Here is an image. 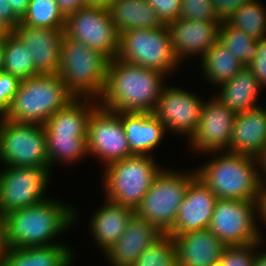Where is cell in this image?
Listing matches in <instances>:
<instances>
[{
    "mask_svg": "<svg viewBox=\"0 0 266 266\" xmlns=\"http://www.w3.org/2000/svg\"><path fill=\"white\" fill-rule=\"evenodd\" d=\"M70 203L47 198L39 204L3 215L5 247L27 248L59 244L57 239L78 221V210Z\"/></svg>",
    "mask_w": 266,
    "mask_h": 266,
    "instance_id": "cell-1",
    "label": "cell"
},
{
    "mask_svg": "<svg viewBox=\"0 0 266 266\" xmlns=\"http://www.w3.org/2000/svg\"><path fill=\"white\" fill-rule=\"evenodd\" d=\"M167 77L115 57L108 61L99 105L114 112L153 113Z\"/></svg>",
    "mask_w": 266,
    "mask_h": 266,
    "instance_id": "cell-2",
    "label": "cell"
},
{
    "mask_svg": "<svg viewBox=\"0 0 266 266\" xmlns=\"http://www.w3.org/2000/svg\"><path fill=\"white\" fill-rule=\"evenodd\" d=\"M205 154L211 159L195 170L218 199L258 202L262 186L258 158L228 151Z\"/></svg>",
    "mask_w": 266,
    "mask_h": 266,
    "instance_id": "cell-3",
    "label": "cell"
},
{
    "mask_svg": "<svg viewBox=\"0 0 266 266\" xmlns=\"http://www.w3.org/2000/svg\"><path fill=\"white\" fill-rule=\"evenodd\" d=\"M75 98L58 74H39L20 81L3 117L12 122L44 125Z\"/></svg>",
    "mask_w": 266,
    "mask_h": 266,
    "instance_id": "cell-4",
    "label": "cell"
},
{
    "mask_svg": "<svg viewBox=\"0 0 266 266\" xmlns=\"http://www.w3.org/2000/svg\"><path fill=\"white\" fill-rule=\"evenodd\" d=\"M108 61L99 51L64 34L57 74L76 98L99 100L105 88Z\"/></svg>",
    "mask_w": 266,
    "mask_h": 266,
    "instance_id": "cell-5",
    "label": "cell"
},
{
    "mask_svg": "<svg viewBox=\"0 0 266 266\" xmlns=\"http://www.w3.org/2000/svg\"><path fill=\"white\" fill-rule=\"evenodd\" d=\"M154 159V156L132 155L103 167L105 199L135 210L164 168Z\"/></svg>",
    "mask_w": 266,
    "mask_h": 266,
    "instance_id": "cell-6",
    "label": "cell"
},
{
    "mask_svg": "<svg viewBox=\"0 0 266 266\" xmlns=\"http://www.w3.org/2000/svg\"><path fill=\"white\" fill-rule=\"evenodd\" d=\"M196 176L195 168L181 171L164 167L134 212L167 234L177 219L187 187Z\"/></svg>",
    "mask_w": 266,
    "mask_h": 266,
    "instance_id": "cell-7",
    "label": "cell"
},
{
    "mask_svg": "<svg viewBox=\"0 0 266 266\" xmlns=\"http://www.w3.org/2000/svg\"><path fill=\"white\" fill-rule=\"evenodd\" d=\"M117 58L158 71L168 77L180 68L171 47V35L167 24L160 28L122 32Z\"/></svg>",
    "mask_w": 266,
    "mask_h": 266,
    "instance_id": "cell-8",
    "label": "cell"
},
{
    "mask_svg": "<svg viewBox=\"0 0 266 266\" xmlns=\"http://www.w3.org/2000/svg\"><path fill=\"white\" fill-rule=\"evenodd\" d=\"M0 162L3 166L49 168L45 127L0 117Z\"/></svg>",
    "mask_w": 266,
    "mask_h": 266,
    "instance_id": "cell-9",
    "label": "cell"
},
{
    "mask_svg": "<svg viewBox=\"0 0 266 266\" xmlns=\"http://www.w3.org/2000/svg\"><path fill=\"white\" fill-rule=\"evenodd\" d=\"M257 222L258 202L218 199L208 229L226 246H241L263 240Z\"/></svg>",
    "mask_w": 266,
    "mask_h": 266,
    "instance_id": "cell-10",
    "label": "cell"
},
{
    "mask_svg": "<svg viewBox=\"0 0 266 266\" xmlns=\"http://www.w3.org/2000/svg\"><path fill=\"white\" fill-rule=\"evenodd\" d=\"M64 34L99 51L108 60L118 56L120 34L109 9L84 6L66 16Z\"/></svg>",
    "mask_w": 266,
    "mask_h": 266,
    "instance_id": "cell-11",
    "label": "cell"
},
{
    "mask_svg": "<svg viewBox=\"0 0 266 266\" xmlns=\"http://www.w3.org/2000/svg\"><path fill=\"white\" fill-rule=\"evenodd\" d=\"M3 167L0 170V217L49 198L45 193L52 181L50 168Z\"/></svg>",
    "mask_w": 266,
    "mask_h": 266,
    "instance_id": "cell-12",
    "label": "cell"
},
{
    "mask_svg": "<svg viewBox=\"0 0 266 266\" xmlns=\"http://www.w3.org/2000/svg\"><path fill=\"white\" fill-rule=\"evenodd\" d=\"M88 154L105 167L132 156L119 112L98 105L90 115L87 131Z\"/></svg>",
    "mask_w": 266,
    "mask_h": 266,
    "instance_id": "cell-13",
    "label": "cell"
},
{
    "mask_svg": "<svg viewBox=\"0 0 266 266\" xmlns=\"http://www.w3.org/2000/svg\"><path fill=\"white\" fill-rule=\"evenodd\" d=\"M203 104L204 100L194 92L166 84L153 113L167 132L181 134L188 141L197 129Z\"/></svg>",
    "mask_w": 266,
    "mask_h": 266,
    "instance_id": "cell-14",
    "label": "cell"
},
{
    "mask_svg": "<svg viewBox=\"0 0 266 266\" xmlns=\"http://www.w3.org/2000/svg\"><path fill=\"white\" fill-rule=\"evenodd\" d=\"M235 117L236 113L214 96L204 100L197 129L188 140L192 152L204 154L226 151L230 145Z\"/></svg>",
    "mask_w": 266,
    "mask_h": 266,
    "instance_id": "cell-15",
    "label": "cell"
},
{
    "mask_svg": "<svg viewBox=\"0 0 266 266\" xmlns=\"http://www.w3.org/2000/svg\"><path fill=\"white\" fill-rule=\"evenodd\" d=\"M221 22L178 18L167 24L174 56L182 67L187 58L203 55L218 41Z\"/></svg>",
    "mask_w": 266,
    "mask_h": 266,
    "instance_id": "cell-16",
    "label": "cell"
},
{
    "mask_svg": "<svg viewBox=\"0 0 266 266\" xmlns=\"http://www.w3.org/2000/svg\"><path fill=\"white\" fill-rule=\"evenodd\" d=\"M164 233L135 212L129 218L123 234L104 252L109 266H132L139 256Z\"/></svg>",
    "mask_w": 266,
    "mask_h": 266,
    "instance_id": "cell-17",
    "label": "cell"
},
{
    "mask_svg": "<svg viewBox=\"0 0 266 266\" xmlns=\"http://www.w3.org/2000/svg\"><path fill=\"white\" fill-rule=\"evenodd\" d=\"M33 55L38 74H57L64 28H39L20 22L11 31Z\"/></svg>",
    "mask_w": 266,
    "mask_h": 266,
    "instance_id": "cell-18",
    "label": "cell"
},
{
    "mask_svg": "<svg viewBox=\"0 0 266 266\" xmlns=\"http://www.w3.org/2000/svg\"><path fill=\"white\" fill-rule=\"evenodd\" d=\"M218 198L209 187L196 176L188 185L177 219L168 235L208 229Z\"/></svg>",
    "mask_w": 266,
    "mask_h": 266,
    "instance_id": "cell-19",
    "label": "cell"
},
{
    "mask_svg": "<svg viewBox=\"0 0 266 266\" xmlns=\"http://www.w3.org/2000/svg\"><path fill=\"white\" fill-rule=\"evenodd\" d=\"M177 266H215L226 245L209 229L171 235Z\"/></svg>",
    "mask_w": 266,
    "mask_h": 266,
    "instance_id": "cell-20",
    "label": "cell"
},
{
    "mask_svg": "<svg viewBox=\"0 0 266 266\" xmlns=\"http://www.w3.org/2000/svg\"><path fill=\"white\" fill-rule=\"evenodd\" d=\"M266 149L265 104L236 113L229 148L231 153L259 158Z\"/></svg>",
    "mask_w": 266,
    "mask_h": 266,
    "instance_id": "cell-21",
    "label": "cell"
},
{
    "mask_svg": "<svg viewBox=\"0 0 266 266\" xmlns=\"http://www.w3.org/2000/svg\"><path fill=\"white\" fill-rule=\"evenodd\" d=\"M129 149L133 155H148L167 135L165 126L154 113L119 112Z\"/></svg>",
    "mask_w": 266,
    "mask_h": 266,
    "instance_id": "cell-22",
    "label": "cell"
},
{
    "mask_svg": "<svg viewBox=\"0 0 266 266\" xmlns=\"http://www.w3.org/2000/svg\"><path fill=\"white\" fill-rule=\"evenodd\" d=\"M97 208L90 217L88 229L94 243L104 253L123 234L134 209L106 199Z\"/></svg>",
    "mask_w": 266,
    "mask_h": 266,
    "instance_id": "cell-23",
    "label": "cell"
},
{
    "mask_svg": "<svg viewBox=\"0 0 266 266\" xmlns=\"http://www.w3.org/2000/svg\"><path fill=\"white\" fill-rule=\"evenodd\" d=\"M216 89L218 94L215 93L214 97L235 113L245 112L262 105L258 101L263 88L249 67H243L230 80L218 85Z\"/></svg>",
    "mask_w": 266,
    "mask_h": 266,
    "instance_id": "cell-24",
    "label": "cell"
},
{
    "mask_svg": "<svg viewBox=\"0 0 266 266\" xmlns=\"http://www.w3.org/2000/svg\"><path fill=\"white\" fill-rule=\"evenodd\" d=\"M69 244L14 248L5 247L0 266H73L75 253Z\"/></svg>",
    "mask_w": 266,
    "mask_h": 266,
    "instance_id": "cell-25",
    "label": "cell"
},
{
    "mask_svg": "<svg viewBox=\"0 0 266 266\" xmlns=\"http://www.w3.org/2000/svg\"><path fill=\"white\" fill-rule=\"evenodd\" d=\"M109 11L119 34L165 25L147 0H115Z\"/></svg>",
    "mask_w": 266,
    "mask_h": 266,
    "instance_id": "cell-26",
    "label": "cell"
},
{
    "mask_svg": "<svg viewBox=\"0 0 266 266\" xmlns=\"http://www.w3.org/2000/svg\"><path fill=\"white\" fill-rule=\"evenodd\" d=\"M98 105L95 99L75 98L46 121L45 133L87 134L90 115Z\"/></svg>",
    "mask_w": 266,
    "mask_h": 266,
    "instance_id": "cell-27",
    "label": "cell"
},
{
    "mask_svg": "<svg viewBox=\"0 0 266 266\" xmlns=\"http://www.w3.org/2000/svg\"><path fill=\"white\" fill-rule=\"evenodd\" d=\"M199 60L203 79L215 87L245 67L219 40Z\"/></svg>",
    "mask_w": 266,
    "mask_h": 266,
    "instance_id": "cell-28",
    "label": "cell"
},
{
    "mask_svg": "<svg viewBox=\"0 0 266 266\" xmlns=\"http://www.w3.org/2000/svg\"><path fill=\"white\" fill-rule=\"evenodd\" d=\"M45 134L49 168L52 170L59 161L69 165L88 158L87 134Z\"/></svg>",
    "mask_w": 266,
    "mask_h": 266,
    "instance_id": "cell-29",
    "label": "cell"
},
{
    "mask_svg": "<svg viewBox=\"0 0 266 266\" xmlns=\"http://www.w3.org/2000/svg\"><path fill=\"white\" fill-rule=\"evenodd\" d=\"M4 72L10 73L20 81L39 75L35 71L33 55L18 38L10 32L3 39Z\"/></svg>",
    "mask_w": 266,
    "mask_h": 266,
    "instance_id": "cell-30",
    "label": "cell"
},
{
    "mask_svg": "<svg viewBox=\"0 0 266 266\" xmlns=\"http://www.w3.org/2000/svg\"><path fill=\"white\" fill-rule=\"evenodd\" d=\"M226 22L256 40L266 37V7L260 0L244 4Z\"/></svg>",
    "mask_w": 266,
    "mask_h": 266,
    "instance_id": "cell-31",
    "label": "cell"
},
{
    "mask_svg": "<svg viewBox=\"0 0 266 266\" xmlns=\"http://www.w3.org/2000/svg\"><path fill=\"white\" fill-rule=\"evenodd\" d=\"M218 40L234 53L245 67L252 63L259 48V40L230 26L226 21L220 23Z\"/></svg>",
    "mask_w": 266,
    "mask_h": 266,
    "instance_id": "cell-32",
    "label": "cell"
},
{
    "mask_svg": "<svg viewBox=\"0 0 266 266\" xmlns=\"http://www.w3.org/2000/svg\"><path fill=\"white\" fill-rule=\"evenodd\" d=\"M65 20L56 0H30L20 22L39 28H64Z\"/></svg>",
    "mask_w": 266,
    "mask_h": 266,
    "instance_id": "cell-33",
    "label": "cell"
},
{
    "mask_svg": "<svg viewBox=\"0 0 266 266\" xmlns=\"http://www.w3.org/2000/svg\"><path fill=\"white\" fill-rule=\"evenodd\" d=\"M132 266H177L172 236L164 234L148 247Z\"/></svg>",
    "mask_w": 266,
    "mask_h": 266,
    "instance_id": "cell-34",
    "label": "cell"
},
{
    "mask_svg": "<svg viewBox=\"0 0 266 266\" xmlns=\"http://www.w3.org/2000/svg\"><path fill=\"white\" fill-rule=\"evenodd\" d=\"M263 241L241 246H226L219 264L221 266H254L255 252L264 245Z\"/></svg>",
    "mask_w": 266,
    "mask_h": 266,
    "instance_id": "cell-35",
    "label": "cell"
},
{
    "mask_svg": "<svg viewBox=\"0 0 266 266\" xmlns=\"http://www.w3.org/2000/svg\"><path fill=\"white\" fill-rule=\"evenodd\" d=\"M179 18L221 22L214 12L212 0H181Z\"/></svg>",
    "mask_w": 266,
    "mask_h": 266,
    "instance_id": "cell-36",
    "label": "cell"
},
{
    "mask_svg": "<svg viewBox=\"0 0 266 266\" xmlns=\"http://www.w3.org/2000/svg\"><path fill=\"white\" fill-rule=\"evenodd\" d=\"M20 80L7 72L0 73V117L4 116L17 92Z\"/></svg>",
    "mask_w": 266,
    "mask_h": 266,
    "instance_id": "cell-37",
    "label": "cell"
},
{
    "mask_svg": "<svg viewBox=\"0 0 266 266\" xmlns=\"http://www.w3.org/2000/svg\"><path fill=\"white\" fill-rule=\"evenodd\" d=\"M164 24L179 18L181 0H147Z\"/></svg>",
    "mask_w": 266,
    "mask_h": 266,
    "instance_id": "cell-38",
    "label": "cell"
},
{
    "mask_svg": "<svg viewBox=\"0 0 266 266\" xmlns=\"http://www.w3.org/2000/svg\"><path fill=\"white\" fill-rule=\"evenodd\" d=\"M248 67L257 78L260 86L266 88V37L259 40L258 52Z\"/></svg>",
    "mask_w": 266,
    "mask_h": 266,
    "instance_id": "cell-39",
    "label": "cell"
},
{
    "mask_svg": "<svg viewBox=\"0 0 266 266\" xmlns=\"http://www.w3.org/2000/svg\"><path fill=\"white\" fill-rule=\"evenodd\" d=\"M252 0H212L217 18L224 22L241 6Z\"/></svg>",
    "mask_w": 266,
    "mask_h": 266,
    "instance_id": "cell-40",
    "label": "cell"
},
{
    "mask_svg": "<svg viewBox=\"0 0 266 266\" xmlns=\"http://www.w3.org/2000/svg\"><path fill=\"white\" fill-rule=\"evenodd\" d=\"M0 20L10 31L20 23V20L14 15L8 0H0Z\"/></svg>",
    "mask_w": 266,
    "mask_h": 266,
    "instance_id": "cell-41",
    "label": "cell"
},
{
    "mask_svg": "<svg viewBox=\"0 0 266 266\" xmlns=\"http://www.w3.org/2000/svg\"><path fill=\"white\" fill-rule=\"evenodd\" d=\"M60 11L64 16H68L71 13L76 12L80 8L86 6L84 0H56Z\"/></svg>",
    "mask_w": 266,
    "mask_h": 266,
    "instance_id": "cell-42",
    "label": "cell"
},
{
    "mask_svg": "<svg viewBox=\"0 0 266 266\" xmlns=\"http://www.w3.org/2000/svg\"><path fill=\"white\" fill-rule=\"evenodd\" d=\"M14 15L21 20L26 13L30 0H8Z\"/></svg>",
    "mask_w": 266,
    "mask_h": 266,
    "instance_id": "cell-43",
    "label": "cell"
},
{
    "mask_svg": "<svg viewBox=\"0 0 266 266\" xmlns=\"http://www.w3.org/2000/svg\"><path fill=\"white\" fill-rule=\"evenodd\" d=\"M258 215L259 224H264L266 226V185L261 186L260 195L258 198ZM262 222V223H261Z\"/></svg>",
    "mask_w": 266,
    "mask_h": 266,
    "instance_id": "cell-44",
    "label": "cell"
},
{
    "mask_svg": "<svg viewBox=\"0 0 266 266\" xmlns=\"http://www.w3.org/2000/svg\"><path fill=\"white\" fill-rule=\"evenodd\" d=\"M259 159L261 184L266 185V149L261 153Z\"/></svg>",
    "mask_w": 266,
    "mask_h": 266,
    "instance_id": "cell-45",
    "label": "cell"
},
{
    "mask_svg": "<svg viewBox=\"0 0 266 266\" xmlns=\"http://www.w3.org/2000/svg\"><path fill=\"white\" fill-rule=\"evenodd\" d=\"M115 0H84L86 6L103 7L109 9Z\"/></svg>",
    "mask_w": 266,
    "mask_h": 266,
    "instance_id": "cell-46",
    "label": "cell"
},
{
    "mask_svg": "<svg viewBox=\"0 0 266 266\" xmlns=\"http://www.w3.org/2000/svg\"><path fill=\"white\" fill-rule=\"evenodd\" d=\"M254 266H266V250L262 252H255V263Z\"/></svg>",
    "mask_w": 266,
    "mask_h": 266,
    "instance_id": "cell-47",
    "label": "cell"
},
{
    "mask_svg": "<svg viewBox=\"0 0 266 266\" xmlns=\"http://www.w3.org/2000/svg\"><path fill=\"white\" fill-rule=\"evenodd\" d=\"M5 244H4V232H3V222L0 217V262L2 259V255L4 254Z\"/></svg>",
    "mask_w": 266,
    "mask_h": 266,
    "instance_id": "cell-48",
    "label": "cell"
},
{
    "mask_svg": "<svg viewBox=\"0 0 266 266\" xmlns=\"http://www.w3.org/2000/svg\"><path fill=\"white\" fill-rule=\"evenodd\" d=\"M11 31L0 20V41H2Z\"/></svg>",
    "mask_w": 266,
    "mask_h": 266,
    "instance_id": "cell-49",
    "label": "cell"
},
{
    "mask_svg": "<svg viewBox=\"0 0 266 266\" xmlns=\"http://www.w3.org/2000/svg\"><path fill=\"white\" fill-rule=\"evenodd\" d=\"M4 71L3 40L0 41V73Z\"/></svg>",
    "mask_w": 266,
    "mask_h": 266,
    "instance_id": "cell-50",
    "label": "cell"
}]
</instances>
